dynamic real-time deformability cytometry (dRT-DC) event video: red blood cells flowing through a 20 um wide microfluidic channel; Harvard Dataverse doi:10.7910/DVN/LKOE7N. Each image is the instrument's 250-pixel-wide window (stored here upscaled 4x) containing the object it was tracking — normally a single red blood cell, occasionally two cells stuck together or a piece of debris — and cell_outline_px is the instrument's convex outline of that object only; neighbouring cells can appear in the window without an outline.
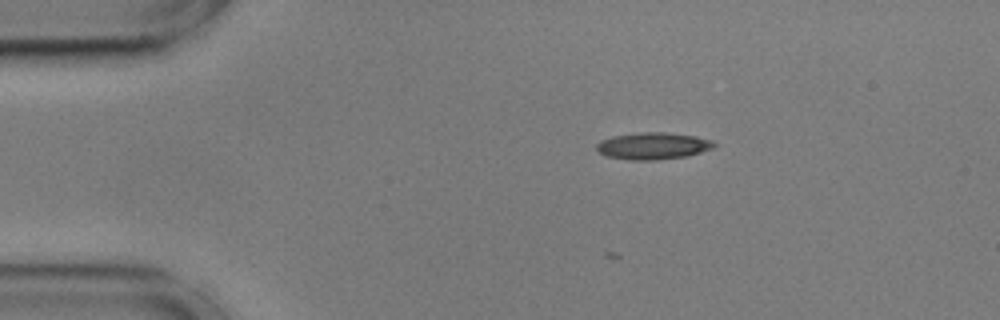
{"species": "common noctule bat (a hibernating species)", "species_latin": "Nyctalus noctula", "temperature_condition": "cold", "stored_images_in_passage": 2, "camera_frame_rate_fps": 3000, "um_per_image_px": 0.085, "animal": {"sex": "male", "body_mass_g": 17.9, "forearm_length_mm": 54.2}, "frame": {"image": 1, "passage_image": 2, "time_ms": 0.333, "image_size_px": [1000, 320], "cell_outline_px": [[716, 144], [712, 148], [700, 152], [684, 156], [656, 160], [628, 160], [604, 156], [596, 148], [596, 144], [600, 140], [612, 136], [640, 132], [664, 132], [696, 136], [712, 140]], "centroid_in_image_um": [55.46, 12.4], "position_along_channel_um": 29.5, "area_um2": 18.44}}